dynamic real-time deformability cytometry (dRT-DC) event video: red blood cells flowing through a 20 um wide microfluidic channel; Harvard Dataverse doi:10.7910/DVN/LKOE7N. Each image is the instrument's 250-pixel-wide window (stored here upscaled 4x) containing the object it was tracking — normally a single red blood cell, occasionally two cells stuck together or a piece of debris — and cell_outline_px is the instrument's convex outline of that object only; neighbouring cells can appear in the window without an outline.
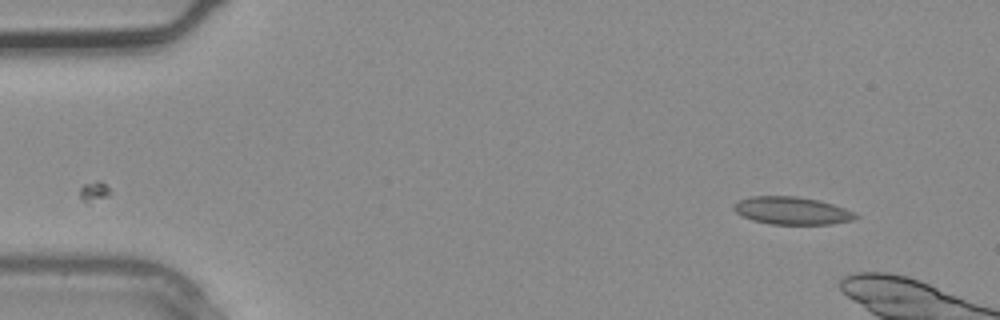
{"species": "common noctule bat (a hibernating species)", "species_latin": "Nyctalus noctula", "temperature_condition": "warm", "stored_images_in_passage": 4, "camera_frame_rate_fps": 3000, "um_per_image_px": 0.085, "animal": {"sex": "male", "body_mass_g": 20.4}, "frame": {"image": 1, "passage_image": 1, "time_ms": 0.0, "image_size_px": [1000, 320], "cell_outline_px": [[860, 216], [852, 220], [832, 224], [768, 224], [752, 220], [736, 212], [732, 208], [732, 204], [740, 200], [752, 196], [796, 196], [820, 200], [844, 208]], "centroid_in_image_um": [67.29, 17.9], "position_along_channel_um": 17.7, "area_um2": 19.59}}